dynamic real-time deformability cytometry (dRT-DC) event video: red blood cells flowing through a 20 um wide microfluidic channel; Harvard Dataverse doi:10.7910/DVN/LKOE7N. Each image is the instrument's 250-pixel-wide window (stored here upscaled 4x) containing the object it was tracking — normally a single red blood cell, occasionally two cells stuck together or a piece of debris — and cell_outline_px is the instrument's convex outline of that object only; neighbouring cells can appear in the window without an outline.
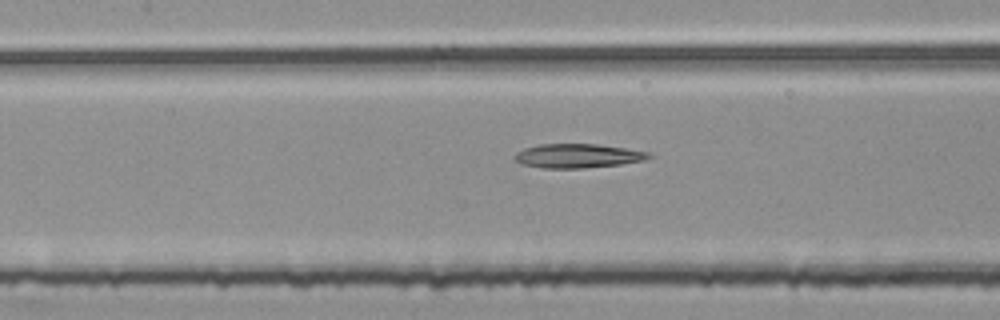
{"species": "common noctule bat (a hibernating species)", "species_latin": "Nyctalus noctula", "temperature_condition": "room temperature", "stored_images_in_passage": 44, "segment_of_instrument_passage": [2, 2], "camera_frame_rate_fps": 3000, "um_per_image_px": 0.085, "animal": {"sex": "female", "body_mass_g": 25.1}, "frame": {"image": 1, "passage_image": 14, "time_ms": 4.333, "image_size_px": [1000, 320], "cell_outline_px": [[652, 156], [644, 160], [620, 164], [580, 168], [544, 168], [524, 164], [516, 160], [512, 156], [516, 152], [524, 148], [540, 144], [596, 144], [624, 148], [648, 152]], "centroid_in_image_um": [49.07, 13.24], "position_along_channel_um": 158.3, "area_um2": 18.55}}
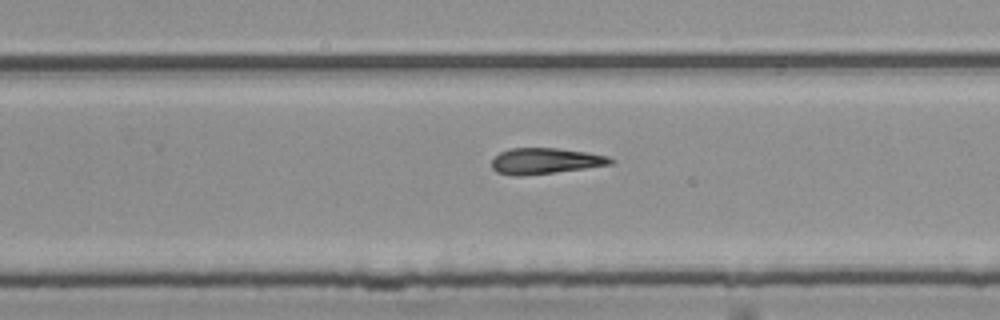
{"frame": {"image": 2, "passage_image": 24, "time_ms": 7.667, "image_size_px": [1000, 320], "cell_outline_px": [[616, 160], [612, 164], [584, 168], [520, 176], [512, 176], [496, 172], [492, 168], [492, 160], [500, 152], [512, 148], [556, 148], [588, 152], [608, 156]], "centroid_in_image_um": [46.35, 13.68], "position_along_channel_um": 283.5, "area_um2": 17.86}}
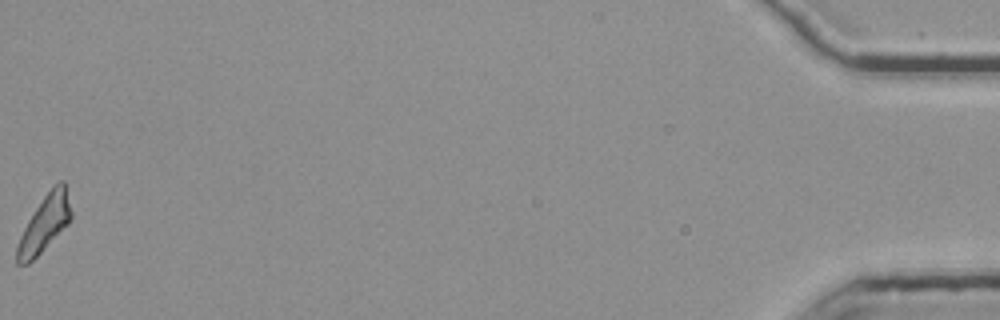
{"frame": {"image": 3, "passage_image": 44, "time_ms": 14.333, "image_size_px": [1000, 320], "cell_outline_px": [[72, 216], [68, 224], [28, 264], [16, 264], [16, 244], [28, 220], [52, 184], [60, 180], [64, 180], [72, 212]], "centroid_in_image_um": [3.79, 18.97], "position_along_channel_um": 431.4, "area_um2": 17.57}}